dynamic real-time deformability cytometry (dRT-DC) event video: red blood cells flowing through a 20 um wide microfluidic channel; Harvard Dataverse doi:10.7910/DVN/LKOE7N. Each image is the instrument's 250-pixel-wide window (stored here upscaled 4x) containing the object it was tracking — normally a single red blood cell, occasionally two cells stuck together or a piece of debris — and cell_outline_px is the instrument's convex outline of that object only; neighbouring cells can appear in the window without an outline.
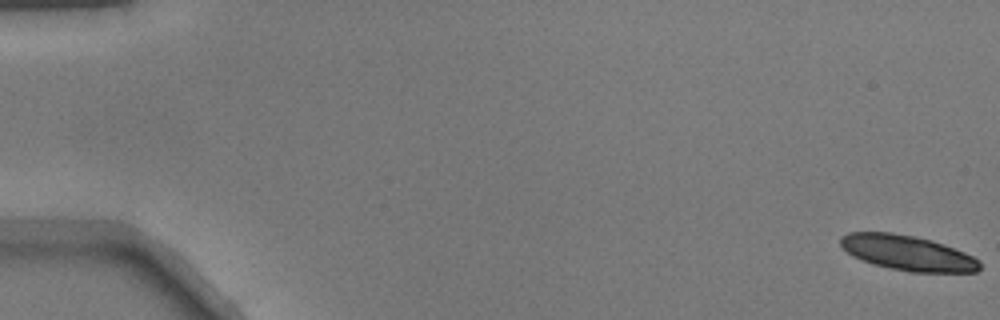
{"species": "common noctule bat (a hibernating species)", "species_latin": "Nyctalus noctula", "temperature_condition": "warm", "stored_images_in_passage": 11, "camera_frame_rate_fps": 3000, "um_per_image_px": 0.085, "animal": {"sex": "male", "body_mass_g": 17.9}, "frame": {"image": 1, "passage_image": 1, "time_ms": 0.0, "image_size_px": [1000, 320], "cell_outline_px": [[980, 268], [976, 272], [908, 272], [888, 268], [872, 264], [852, 256], [840, 244], [840, 236], [848, 232], [892, 232], [916, 236], [932, 240], [964, 252], [980, 260]], "centroid_in_image_um": [77.13, 21.49], "position_along_channel_um": 7.9, "area_um2": 28.61}}